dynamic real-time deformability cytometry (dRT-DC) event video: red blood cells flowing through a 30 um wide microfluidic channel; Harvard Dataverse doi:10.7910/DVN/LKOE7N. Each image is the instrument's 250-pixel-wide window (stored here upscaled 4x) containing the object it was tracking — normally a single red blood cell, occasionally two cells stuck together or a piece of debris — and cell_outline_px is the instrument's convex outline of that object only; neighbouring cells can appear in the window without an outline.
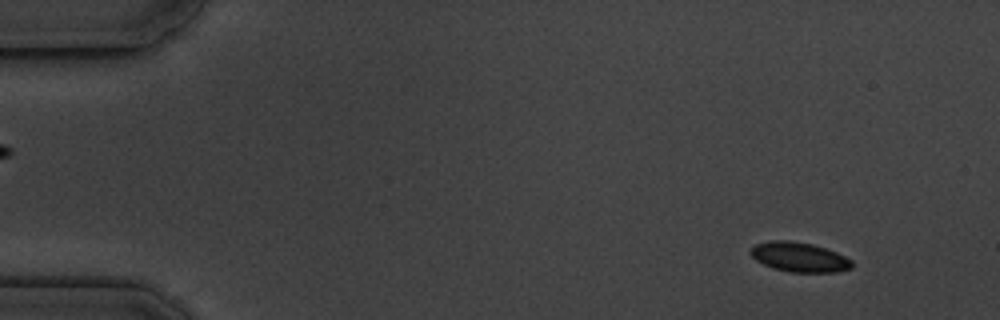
{"species": "common noctule bat (a hibernating species)", "species_latin": "Nyctalus noctula", "temperature_condition": "cold", "stored_images_in_passage": 5, "camera_frame_rate_fps": 3000, "um_per_image_px": 0.085, "animal": {"sex": "male", "body_mass_g": 19.5, "forearm_length_mm": 54.6}, "frame": {"image": 1, "passage_image": 1, "time_ms": 0.0, "image_size_px": [1000, 320], "cell_outline_px": [[852, 268], [836, 272], [788, 272], [772, 268], [756, 260], [748, 252], [756, 244], [772, 240], [788, 240], [812, 244], [836, 252], [852, 260]], "centroid_in_image_um": [67.93, 21.86], "position_along_channel_um": 17.1, "area_um2": 17.46}}
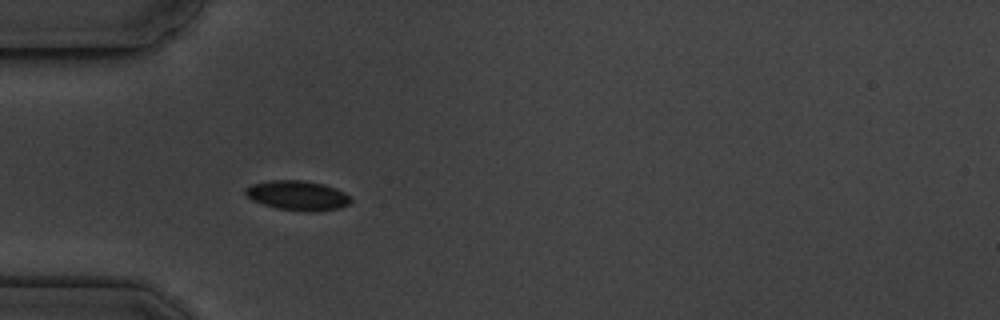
{"frame": {"image": 2, "passage_image": 4, "time_ms": 4.0, "image_size_px": [1000, 320], "cell_outline_px": [[352, 200], [348, 204], [340, 208], [312, 212], [276, 208], [252, 200], [244, 192], [244, 188], [252, 184], [268, 180], [300, 180], [324, 184], [336, 188], [344, 192]], "centroid_in_image_um": [25.28, 16.61], "position_along_channel_um": 59.7, "area_um2": 18.15}}